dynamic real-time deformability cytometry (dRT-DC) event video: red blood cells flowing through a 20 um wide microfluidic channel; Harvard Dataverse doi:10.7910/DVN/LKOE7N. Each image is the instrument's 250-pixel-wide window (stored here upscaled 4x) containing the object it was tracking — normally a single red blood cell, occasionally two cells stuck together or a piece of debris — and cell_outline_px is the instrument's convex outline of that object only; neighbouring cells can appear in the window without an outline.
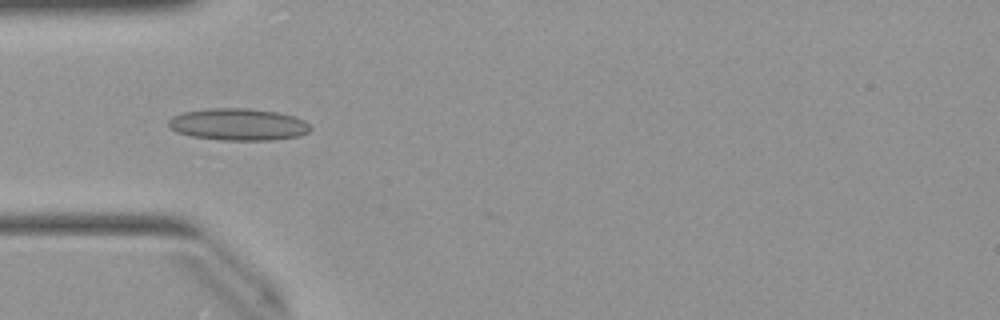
{"species": "Egyptian fruit bat (a non-hibernating species)", "species_latin": "Rousettus aegyptiacus", "temperature_condition": "warm", "stored_images_in_passage": 15, "camera_frame_rate_fps": 3000, "um_per_image_px": 0.085, "animal": {"sex": "female"}, "frame": {"image": 1, "passage_image": 1, "time_ms": 0.0, "image_size_px": [1000, 320], "cell_outline_px": [[312, 128], [308, 132], [300, 136], [276, 140], [220, 140], [192, 136], [176, 132], [168, 128], [168, 120], [172, 116], [184, 112], [208, 108], [248, 108], [276, 112], [296, 116], [304, 120]], "centroid_in_image_um": [20.25, 10.58], "position_along_channel_um": 64.7, "area_um2": 26.7}}
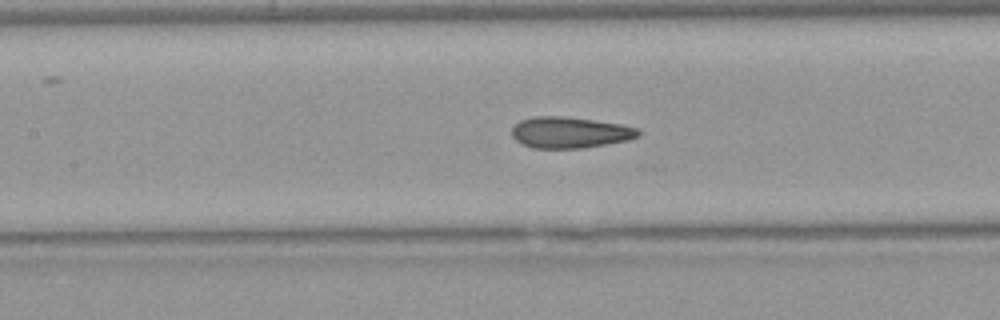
{"frame": {"image": 2, "passage_image": 8, "time_ms": 2.333, "image_size_px": [1000, 320], "cell_outline_px": [[640, 136], [628, 140], [584, 148], [532, 148], [516, 140], [512, 136], [512, 128], [520, 120], [536, 116], [564, 116], [620, 124], [640, 128]], "centroid_in_image_um": [48.46, 11.26], "position_along_channel_um": 158.9, "area_um2": 22.95}}
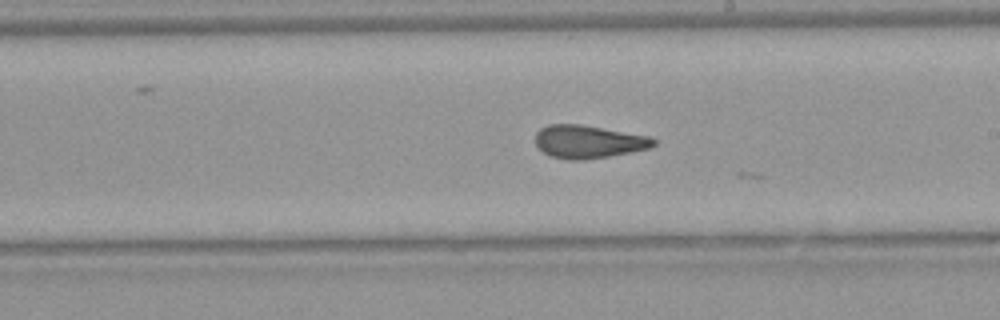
{"frame": {"image": 3, "passage_image": 14, "time_ms": 4.333, "image_size_px": [1000, 320], "cell_outline_px": [[656, 144], [648, 148], [632, 152], [584, 160], [568, 160], [552, 156], [544, 152], [536, 144], [536, 132], [540, 128], [548, 124], [580, 124], [652, 136], [656, 140]], "centroid_in_image_um": [50.04, 12.03], "position_along_channel_um": 239.0, "area_um2": 22.77}}